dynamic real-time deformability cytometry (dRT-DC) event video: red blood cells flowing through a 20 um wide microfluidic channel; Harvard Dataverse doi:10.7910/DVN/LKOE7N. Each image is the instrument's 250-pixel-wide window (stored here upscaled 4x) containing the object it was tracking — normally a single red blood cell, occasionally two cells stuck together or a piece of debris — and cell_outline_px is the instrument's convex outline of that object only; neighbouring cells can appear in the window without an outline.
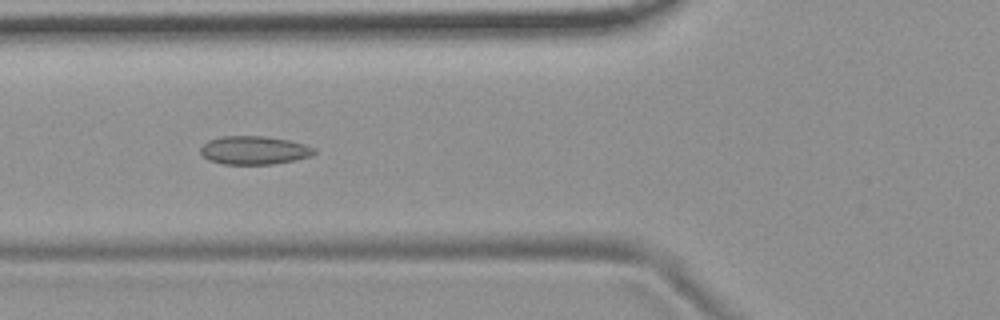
{"species": "common noctule bat (a hibernating species)", "species_latin": "Nyctalus noctula", "temperature_condition": "room temperature", "stored_images_in_passage": 55, "camera_frame_rate_fps": 3000, "um_per_image_px": 0.085, "animal": {"sex": "female", "body_mass_g": 19.9}, "frame": {"image": 1, "passage_image": 21, "time_ms": 6.667, "image_size_px": [1000, 320], "cell_outline_px": [[316, 152], [312, 156], [296, 160], [272, 164], [224, 164], [208, 160], [200, 152], [200, 148], [208, 140], [220, 136], [264, 136], [288, 140], [304, 144], [316, 148]], "centroid_in_image_um": [21.61, 12.77], "position_along_channel_um": 104.2, "area_um2": 18.9}}
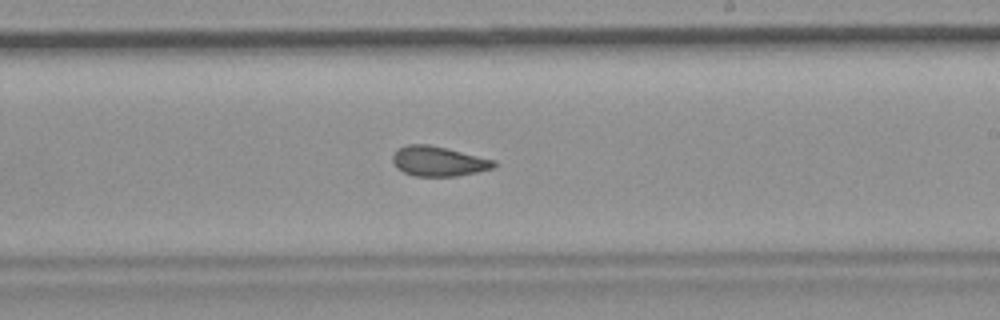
{"frame": {"image": 2, "passage_image": 33, "time_ms": 10.667, "image_size_px": [1000, 320], "cell_outline_px": [[496, 168], [456, 176], [416, 176], [404, 172], [396, 168], [392, 160], [392, 156], [400, 148], [408, 144], [428, 144], [496, 160]], "centroid_in_image_um": [37.29, 13.71], "position_along_channel_um": 251.7, "area_um2": 17.51}}
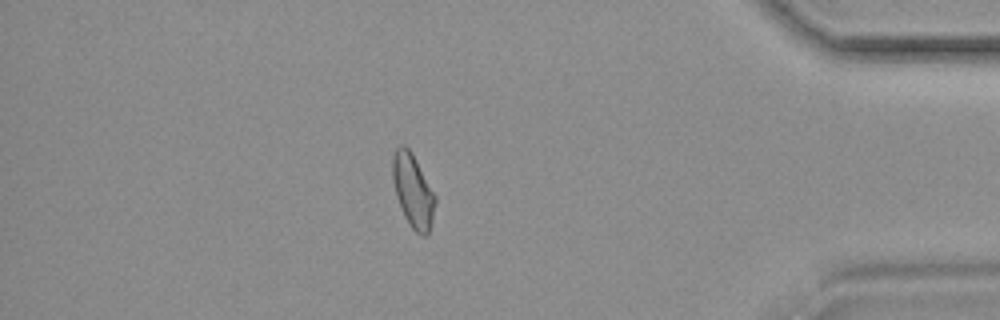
{"frame": {"image": 3, "passage_image": 48, "time_ms": 15.667, "image_size_px": [1000, 320], "cell_outline_px": [[436, 200], [432, 224], [428, 236], [420, 236], [412, 228], [404, 216], [396, 196], [392, 180], [392, 156], [396, 148], [400, 144], [404, 144], [412, 152], [436, 196]], "centroid_in_image_um": [35.1, 16.22], "position_along_channel_um": 400.1, "area_um2": 18.5}, "authors_computed_cell_mechanics": {"area_um2": 18.496, "velocity_mm_per_s": 3.6961, "shape_relaxation_time_tau1_ms": null, "shape_relaxation_time_tau2_ms": 2.7854, "deformation_change_tau1": null, "deformation_change_tau2": 0.0806}}